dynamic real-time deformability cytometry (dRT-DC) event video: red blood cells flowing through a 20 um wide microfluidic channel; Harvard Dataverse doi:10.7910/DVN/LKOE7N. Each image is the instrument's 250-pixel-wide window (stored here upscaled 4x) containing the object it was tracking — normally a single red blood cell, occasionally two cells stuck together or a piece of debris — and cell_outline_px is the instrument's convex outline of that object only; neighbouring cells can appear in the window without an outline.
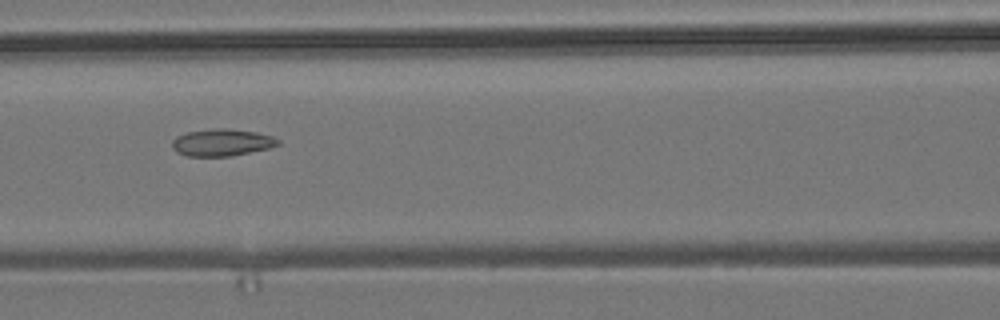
{"species": "common noctule bat (a hibernating species)", "species_latin": "Nyctalus noctula", "temperature_condition": "room temperature", "stored_images_in_passage": 8, "camera_frame_rate_fps": 3000, "um_per_image_px": 0.085, "animal": {"sex": "male", "body_mass_g": 19.2, "forearm_length_mm": 51.8}, "frame": {"image": 1, "passage_image": 7, "time_ms": 6.667, "image_size_px": [1000, 320], "cell_outline_px": [[280, 144], [268, 148], [232, 156], [184, 156], [176, 152], [172, 148], [172, 140], [176, 136], [188, 132], [216, 128], [224, 128], [256, 132], [272, 136], [280, 140]], "centroid_in_image_um": [18.83, 12.12], "position_along_channel_um": 147.8, "area_um2": 16.7}}
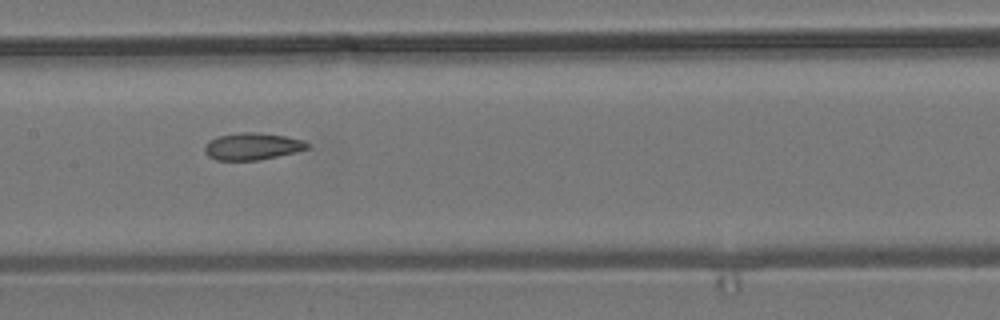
{"frame": {"image": 2, "passage_image": 8, "time_ms": 7.667, "image_size_px": [1000, 320], "cell_outline_px": [[312, 148], [296, 152], [260, 160], [216, 160], [208, 156], [204, 152], [204, 148], [208, 140], [216, 136], [240, 132], [256, 132], [288, 136], [304, 140], [312, 144]], "centroid_in_image_um": [21.49, 12.43], "position_along_channel_um": 185.9, "area_um2": 16.59}}